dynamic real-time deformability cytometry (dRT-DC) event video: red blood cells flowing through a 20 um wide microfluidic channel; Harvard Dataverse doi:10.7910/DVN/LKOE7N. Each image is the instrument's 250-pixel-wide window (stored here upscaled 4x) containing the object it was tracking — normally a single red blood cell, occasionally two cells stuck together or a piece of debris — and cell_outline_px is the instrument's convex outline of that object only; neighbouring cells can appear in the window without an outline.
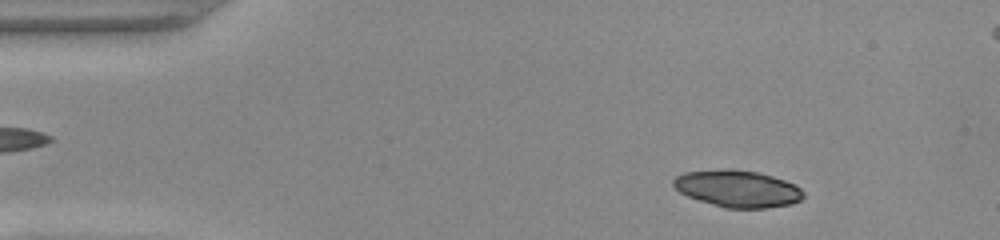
{"species": "common noctule bat (a hibernating species)", "species_latin": "Nyctalus noctula", "temperature_condition": "warm", "stored_images_in_passage": 51, "camera_frame_rate_fps": 3000, "um_per_image_px": 0.085, "animal": {"sex": "female", "body_mass_g": 22.0, "forearm_length_mm": 56.7}, "frame": {"image": 1, "passage_image": 6, "time_ms": 1.667, "image_size_px": [1000, 240], "cell_outline_px": [[804, 196], [800, 200], [792, 204], [764, 208], [724, 208], [688, 196], [680, 192], [672, 184], [672, 180], [676, 176], [684, 172], [724, 168], [760, 172], [796, 184], [804, 192]], "centroid_in_image_um": [62.7, 16.03], "position_along_channel_um": 22.3, "area_um2": 28.09}}